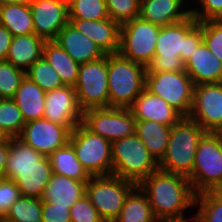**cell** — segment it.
<instances>
[{
	"label": "cell",
	"instance_id": "7dc6e473",
	"mask_svg": "<svg viewBox=\"0 0 222 222\" xmlns=\"http://www.w3.org/2000/svg\"><path fill=\"white\" fill-rule=\"evenodd\" d=\"M30 0H0V6L7 4H27Z\"/></svg>",
	"mask_w": 222,
	"mask_h": 222
},
{
	"label": "cell",
	"instance_id": "d6986e66",
	"mask_svg": "<svg viewBox=\"0 0 222 222\" xmlns=\"http://www.w3.org/2000/svg\"><path fill=\"white\" fill-rule=\"evenodd\" d=\"M53 174L52 165L46 156L36 168L6 169L4 178L13 180L22 196L41 198Z\"/></svg>",
	"mask_w": 222,
	"mask_h": 222
},
{
	"label": "cell",
	"instance_id": "8992f818",
	"mask_svg": "<svg viewBox=\"0 0 222 222\" xmlns=\"http://www.w3.org/2000/svg\"><path fill=\"white\" fill-rule=\"evenodd\" d=\"M188 179L196 194L222 187V133L207 132L199 141Z\"/></svg>",
	"mask_w": 222,
	"mask_h": 222
},
{
	"label": "cell",
	"instance_id": "7402d4cb",
	"mask_svg": "<svg viewBox=\"0 0 222 222\" xmlns=\"http://www.w3.org/2000/svg\"><path fill=\"white\" fill-rule=\"evenodd\" d=\"M185 71L191 77L194 85L220 83L222 62L203 41L185 62Z\"/></svg>",
	"mask_w": 222,
	"mask_h": 222
},
{
	"label": "cell",
	"instance_id": "4dcf8cb0",
	"mask_svg": "<svg viewBox=\"0 0 222 222\" xmlns=\"http://www.w3.org/2000/svg\"><path fill=\"white\" fill-rule=\"evenodd\" d=\"M46 156L35 151L20 139L10 138V152L8 154L6 169L36 168Z\"/></svg>",
	"mask_w": 222,
	"mask_h": 222
},
{
	"label": "cell",
	"instance_id": "60d3db41",
	"mask_svg": "<svg viewBox=\"0 0 222 222\" xmlns=\"http://www.w3.org/2000/svg\"><path fill=\"white\" fill-rule=\"evenodd\" d=\"M71 222H105L86 195L70 208Z\"/></svg>",
	"mask_w": 222,
	"mask_h": 222
},
{
	"label": "cell",
	"instance_id": "ffe728a7",
	"mask_svg": "<svg viewBox=\"0 0 222 222\" xmlns=\"http://www.w3.org/2000/svg\"><path fill=\"white\" fill-rule=\"evenodd\" d=\"M79 64L105 56L96 43L68 22L53 40Z\"/></svg>",
	"mask_w": 222,
	"mask_h": 222
},
{
	"label": "cell",
	"instance_id": "f35d334b",
	"mask_svg": "<svg viewBox=\"0 0 222 222\" xmlns=\"http://www.w3.org/2000/svg\"><path fill=\"white\" fill-rule=\"evenodd\" d=\"M203 41L208 49L222 62V19L200 21Z\"/></svg>",
	"mask_w": 222,
	"mask_h": 222
},
{
	"label": "cell",
	"instance_id": "ba28073f",
	"mask_svg": "<svg viewBox=\"0 0 222 222\" xmlns=\"http://www.w3.org/2000/svg\"><path fill=\"white\" fill-rule=\"evenodd\" d=\"M135 186V183L112 174L91 176L86 184L85 195L105 222H113Z\"/></svg>",
	"mask_w": 222,
	"mask_h": 222
},
{
	"label": "cell",
	"instance_id": "681fc988",
	"mask_svg": "<svg viewBox=\"0 0 222 222\" xmlns=\"http://www.w3.org/2000/svg\"><path fill=\"white\" fill-rule=\"evenodd\" d=\"M53 1L65 5L67 8H69L73 3V0H53Z\"/></svg>",
	"mask_w": 222,
	"mask_h": 222
},
{
	"label": "cell",
	"instance_id": "bcb514c9",
	"mask_svg": "<svg viewBox=\"0 0 222 222\" xmlns=\"http://www.w3.org/2000/svg\"><path fill=\"white\" fill-rule=\"evenodd\" d=\"M158 222H198L197 216L194 212L191 216H186L183 218H172V219H161Z\"/></svg>",
	"mask_w": 222,
	"mask_h": 222
},
{
	"label": "cell",
	"instance_id": "d6a6232c",
	"mask_svg": "<svg viewBox=\"0 0 222 222\" xmlns=\"http://www.w3.org/2000/svg\"><path fill=\"white\" fill-rule=\"evenodd\" d=\"M195 207L198 222H222V197L216 191L196 194Z\"/></svg>",
	"mask_w": 222,
	"mask_h": 222
},
{
	"label": "cell",
	"instance_id": "b9f144b4",
	"mask_svg": "<svg viewBox=\"0 0 222 222\" xmlns=\"http://www.w3.org/2000/svg\"><path fill=\"white\" fill-rule=\"evenodd\" d=\"M20 196V190L13 180L0 179V218L5 216Z\"/></svg>",
	"mask_w": 222,
	"mask_h": 222
},
{
	"label": "cell",
	"instance_id": "ee69618b",
	"mask_svg": "<svg viewBox=\"0 0 222 222\" xmlns=\"http://www.w3.org/2000/svg\"><path fill=\"white\" fill-rule=\"evenodd\" d=\"M13 35L0 24V60H6Z\"/></svg>",
	"mask_w": 222,
	"mask_h": 222
},
{
	"label": "cell",
	"instance_id": "603a6c76",
	"mask_svg": "<svg viewBox=\"0 0 222 222\" xmlns=\"http://www.w3.org/2000/svg\"><path fill=\"white\" fill-rule=\"evenodd\" d=\"M86 184L87 182L53 173L44 190L42 200L54 203V206H68L70 209L86 194Z\"/></svg>",
	"mask_w": 222,
	"mask_h": 222
},
{
	"label": "cell",
	"instance_id": "816d5d0a",
	"mask_svg": "<svg viewBox=\"0 0 222 222\" xmlns=\"http://www.w3.org/2000/svg\"><path fill=\"white\" fill-rule=\"evenodd\" d=\"M0 222H9V221L5 220L4 218H0Z\"/></svg>",
	"mask_w": 222,
	"mask_h": 222
},
{
	"label": "cell",
	"instance_id": "f1b7e54d",
	"mask_svg": "<svg viewBox=\"0 0 222 222\" xmlns=\"http://www.w3.org/2000/svg\"><path fill=\"white\" fill-rule=\"evenodd\" d=\"M48 159L54 174L63 175L82 182H88L91 176L76 157L73 146L68 142L65 146L52 152Z\"/></svg>",
	"mask_w": 222,
	"mask_h": 222
},
{
	"label": "cell",
	"instance_id": "5bb4252c",
	"mask_svg": "<svg viewBox=\"0 0 222 222\" xmlns=\"http://www.w3.org/2000/svg\"><path fill=\"white\" fill-rule=\"evenodd\" d=\"M71 131L67 126L41 118L25 123L17 138L48 157L52 152L69 142Z\"/></svg>",
	"mask_w": 222,
	"mask_h": 222
},
{
	"label": "cell",
	"instance_id": "7a4b0ae2",
	"mask_svg": "<svg viewBox=\"0 0 222 222\" xmlns=\"http://www.w3.org/2000/svg\"><path fill=\"white\" fill-rule=\"evenodd\" d=\"M158 220L186 217L195 208L196 193L188 177L163 170L151 173L140 184Z\"/></svg>",
	"mask_w": 222,
	"mask_h": 222
},
{
	"label": "cell",
	"instance_id": "83f0119b",
	"mask_svg": "<svg viewBox=\"0 0 222 222\" xmlns=\"http://www.w3.org/2000/svg\"><path fill=\"white\" fill-rule=\"evenodd\" d=\"M113 222H158L146 193L139 185L130 191L118 217Z\"/></svg>",
	"mask_w": 222,
	"mask_h": 222
},
{
	"label": "cell",
	"instance_id": "30bf717a",
	"mask_svg": "<svg viewBox=\"0 0 222 222\" xmlns=\"http://www.w3.org/2000/svg\"><path fill=\"white\" fill-rule=\"evenodd\" d=\"M145 89L164 99L183 117L190 115L194 83L186 71L147 72Z\"/></svg>",
	"mask_w": 222,
	"mask_h": 222
},
{
	"label": "cell",
	"instance_id": "8d00e7d4",
	"mask_svg": "<svg viewBox=\"0 0 222 222\" xmlns=\"http://www.w3.org/2000/svg\"><path fill=\"white\" fill-rule=\"evenodd\" d=\"M26 72L14 67L7 60H0V97L14 98Z\"/></svg>",
	"mask_w": 222,
	"mask_h": 222
},
{
	"label": "cell",
	"instance_id": "4316f807",
	"mask_svg": "<svg viewBox=\"0 0 222 222\" xmlns=\"http://www.w3.org/2000/svg\"><path fill=\"white\" fill-rule=\"evenodd\" d=\"M48 63L56 70L64 85L75 86L80 64L56 42L45 41L43 46V55Z\"/></svg>",
	"mask_w": 222,
	"mask_h": 222
},
{
	"label": "cell",
	"instance_id": "6da1fadb",
	"mask_svg": "<svg viewBox=\"0 0 222 222\" xmlns=\"http://www.w3.org/2000/svg\"><path fill=\"white\" fill-rule=\"evenodd\" d=\"M202 42V27L192 15L183 21L161 27L155 55L146 71H185V62Z\"/></svg>",
	"mask_w": 222,
	"mask_h": 222
},
{
	"label": "cell",
	"instance_id": "277c9868",
	"mask_svg": "<svg viewBox=\"0 0 222 222\" xmlns=\"http://www.w3.org/2000/svg\"><path fill=\"white\" fill-rule=\"evenodd\" d=\"M146 67L121 57L108 55L109 107L129 108L145 89Z\"/></svg>",
	"mask_w": 222,
	"mask_h": 222
},
{
	"label": "cell",
	"instance_id": "5b68a950",
	"mask_svg": "<svg viewBox=\"0 0 222 222\" xmlns=\"http://www.w3.org/2000/svg\"><path fill=\"white\" fill-rule=\"evenodd\" d=\"M112 175L139 185L159 169V163L133 133L112 142Z\"/></svg>",
	"mask_w": 222,
	"mask_h": 222
},
{
	"label": "cell",
	"instance_id": "52a82bcc",
	"mask_svg": "<svg viewBox=\"0 0 222 222\" xmlns=\"http://www.w3.org/2000/svg\"><path fill=\"white\" fill-rule=\"evenodd\" d=\"M69 143L90 176L112 174V143L90 132L82 123L70 133Z\"/></svg>",
	"mask_w": 222,
	"mask_h": 222
},
{
	"label": "cell",
	"instance_id": "44dd1931",
	"mask_svg": "<svg viewBox=\"0 0 222 222\" xmlns=\"http://www.w3.org/2000/svg\"><path fill=\"white\" fill-rule=\"evenodd\" d=\"M69 22L92 39L105 55L118 53L120 25L111 18L99 21L69 19Z\"/></svg>",
	"mask_w": 222,
	"mask_h": 222
},
{
	"label": "cell",
	"instance_id": "d4e9b609",
	"mask_svg": "<svg viewBox=\"0 0 222 222\" xmlns=\"http://www.w3.org/2000/svg\"><path fill=\"white\" fill-rule=\"evenodd\" d=\"M45 94L33 80L25 75L14 96L25 123L43 118Z\"/></svg>",
	"mask_w": 222,
	"mask_h": 222
},
{
	"label": "cell",
	"instance_id": "cb8c5ba5",
	"mask_svg": "<svg viewBox=\"0 0 222 222\" xmlns=\"http://www.w3.org/2000/svg\"><path fill=\"white\" fill-rule=\"evenodd\" d=\"M44 43L45 40L35 33L14 36L6 60L26 72L42 57Z\"/></svg>",
	"mask_w": 222,
	"mask_h": 222
},
{
	"label": "cell",
	"instance_id": "e575fe53",
	"mask_svg": "<svg viewBox=\"0 0 222 222\" xmlns=\"http://www.w3.org/2000/svg\"><path fill=\"white\" fill-rule=\"evenodd\" d=\"M25 125L22 113L13 98L0 101V128L9 138L18 137Z\"/></svg>",
	"mask_w": 222,
	"mask_h": 222
},
{
	"label": "cell",
	"instance_id": "9c48e42d",
	"mask_svg": "<svg viewBox=\"0 0 222 222\" xmlns=\"http://www.w3.org/2000/svg\"><path fill=\"white\" fill-rule=\"evenodd\" d=\"M160 29L140 17L122 24L118 54L147 67L155 55Z\"/></svg>",
	"mask_w": 222,
	"mask_h": 222
},
{
	"label": "cell",
	"instance_id": "484cf974",
	"mask_svg": "<svg viewBox=\"0 0 222 222\" xmlns=\"http://www.w3.org/2000/svg\"><path fill=\"white\" fill-rule=\"evenodd\" d=\"M171 127L152 120L135 122L136 135L158 163L166 153Z\"/></svg>",
	"mask_w": 222,
	"mask_h": 222
},
{
	"label": "cell",
	"instance_id": "1f68e13d",
	"mask_svg": "<svg viewBox=\"0 0 222 222\" xmlns=\"http://www.w3.org/2000/svg\"><path fill=\"white\" fill-rule=\"evenodd\" d=\"M3 218L9 222H42V199L21 195Z\"/></svg>",
	"mask_w": 222,
	"mask_h": 222
},
{
	"label": "cell",
	"instance_id": "f6af8a7d",
	"mask_svg": "<svg viewBox=\"0 0 222 222\" xmlns=\"http://www.w3.org/2000/svg\"><path fill=\"white\" fill-rule=\"evenodd\" d=\"M10 152V138L0 144V179L4 178V172L6 170V164L8 159V154Z\"/></svg>",
	"mask_w": 222,
	"mask_h": 222
},
{
	"label": "cell",
	"instance_id": "f546056e",
	"mask_svg": "<svg viewBox=\"0 0 222 222\" xmlns=\"http://www.w3.org/2000/svg\"><path fill=\"white\" fill-rule=\"evenodd\" d=\"M0 24L3 25L13 37L35 33L29 3L0 6Z\"/></svg>",
	"mask_w": 222,
	"mask_h": 222
},
{
	"label": "cell",
	"instance_id": "74e56055",
	"mask_svg": "<svg viewBox=\"0 0 222 222\" xmlns=\"http://www.w3.org/2000/svg\"><path fill=\"white\" fill-rule=\"evenodd\" d=\"M141 0H105L109 18L120 26L128 21L138 18Z\"/></svg>",
	"mask_w": 222,
	"mask_h": 222
},
{
	"label": "cell",
	"instance_id": "ab89813d",
	"mask_svg": "<svg viewBox=\"0 0 222 222\" xmlns=\"http://www.w3.org/2000/svg\"><path fill=\"white\" fill-rule=\"evenodd\" d=\"M190 6L191 15L198 22L222 19V0H193Z\"/></svg>",
	"mask_w": 222,
	"mask_h": 222
},
{
	"label": "cell",
	"instance_id": "9a60e30c",
	"mask_svg": "<svg viewBox=\"0 0 222 222\" xmlns=\"http://www.w3.org/2000/svg\"><path fill=\"white\" fill-rule=\"evenodd\" d=\"M82 115L73 86L64 85L46 92L43 118L73 130L82 123Z\"/></svg>",
	"mask_w": 222,
	"mask_h": 222
},
{
	"label": "cell",
	"instance_id": "c3c4849f",
	"mask_svg": "<svg viewBox=\"0 0 222 222\" xmlns=\"http://www.w3.org/2000/svg\"><path fill=\"white\" fill-rule=\"evenodd\" d=\"M9 139L8 135L0 128V144Z\"/></svg>",
	"mask_w": 222,
	"mask_h": 222
},
{
	"label": "cell",
	"instance_id": "e0dca14e",
	"mask_svg": "<svg viewBox=\"0 0 222 222\" xmlns=\"http://www.w3.org/2000/svg\"><path fill=\"white\" fill-rule=\"evenodd\" d=\"M190 5L191 0H141L139 17L163 27L188 18Z\"/></svg>",
	"mask_w": 222,
	"mask_h": 222
},
{
	"label": "cell",
	"instance_id": "4fadbf2b",
	"mask_svg": "<svg viewBox=\"0 0 222 222\" xmlns=\"http://www.w3.org/2000/svg\"><path fill=\"white\" fill-rule=\"evenodd\" d=\"M188 117L206 132L222 133V83L194 85Z\"/></svg>",
	"mask_w": 222,
	"mask_h": 222
},
{
	"label": "cell",
	"instance_id": "d590c367",
	"mask_svg": "<svg viewBox=\"0 0 222 222\" xmlns=\"http://www.w3.org/2000/svg\"><path fill=\"white\" fill-rule=\"evenodd\" d=\"M68 10L69 19L99 21L109 18L105 0H73Z\"/></svg>",
	"mask_w": 222,
	"mask_h": 222
},
{
	"label": "cell",
	"instance_id": "3957f363",
	"mask_svg": "<svg viewBox=\"0 0 222 222\" xmlns=\"http://www.w3.org/2000/svg\"><path fill=\"white\" fill-rule=\"evenodd\" d=\"M206 133L200 124L189 117H182L171 127L168 147L159 162V169L189 177L199 141Z\"/></svg>",
	"mask_w": 222,
	"mask_h": 222
},
{
	"label": "cell",
	"instance_id": "ac0fdd59",
	"mask_svg": "<svg viewBox=\"0 0 222 222\" xmlns=\"http://www.w3.org/2000/svg\"><path fill=\"white\" fill-rule=\"evenodd\" d=\"M135 120H152L168 126L176 124L183 116L161 97L144 89L129 107Z\"/></svg>",
	"mask_w": 222,
	"mask_h": 222
},
{
	"label": "cell",
	"instance_id": "f907efd6",
	"mask_svg": "<svg viewBox=\"0 0 222 222\" xmlns=\"http://www.w3.org/2000/svg\"><path fill=\"white\" fill-rule=\"evenodd\" d=\"M216 192L222 197V187L218 188Z\"/></svg>",
	"mask_w": 222,
	"mask_h": 222
},
{
	"label": "cell",
	"instance_id": "836d02e7",
	"mask_svg": "<svg viewBox=\"0 0 222 222\" xmlns=\"http://www.w3.org/2000/svg\"><path fill=\"white\" fill-rule=\"evenodd\" d=\"M26 76L33 80L44 92L64 86L56 70L42 56L26 71Z\"/></svg>",
	"mask_w": 222,
	"mask_h": 222
},
{
	"label": "cell",
	"instance_id": "8fae6325",
	"mask_svg": "<svg viewBox=\"0 0 222 222\" xmlns=\"http://www.w3.org/2000/svg\"><path fill=\"white\" fill-rule=\"evenodd\" d=\"M74 89L82 111L91 108H108V55L80 64Z\"/></svg>",
	"mask_w": 222,
	"mask_h": 222
},
{
	"label": "cell",
	"instance_id": "7c38bea8",
	"mask_svg": "<svg viewBox=\"0 0 222 222\" xmlns=\"http://www.w3.org/2000/svg\"><path fill=\"white\" fill-rule=\"evenodd\" d=\"M135 118L129 108H91L83 111L82 124L111 143L135 133Z\"/></svg>",
	"mask_w": 222,
	"mask_h": 222
},
{
	"label": "cell",
	"instance_id": "7bdbcfd3",
	"mask_svg": "<svg viewBox=\"0 0 222 222\" xmlns=\"http://www.w3.org/2000/svg\"><path fill=\"white\" fill-rule=\"evenodd\" d=\"M42 222H71L68 206H54L42 200Z\"/></svg>",
	"mask_w": 222,
	"mask_h": 222
},
{
	"label": "cell",
	"instance_id": "2e32d148",
	"mask_svg": "<svg viewBox=\"0 0 222 222\" xmlns=\"http://www.w3.org/2000/svg\"><path fill=\"white\" fill-rule=\"evenodd\" d=\"M35 34L45 41H52L69 22L68 8L53 0H32L29 3Z\"/></svg>",
	"mask_w": 222,
	"mask_h": 222
}]
</instances>
